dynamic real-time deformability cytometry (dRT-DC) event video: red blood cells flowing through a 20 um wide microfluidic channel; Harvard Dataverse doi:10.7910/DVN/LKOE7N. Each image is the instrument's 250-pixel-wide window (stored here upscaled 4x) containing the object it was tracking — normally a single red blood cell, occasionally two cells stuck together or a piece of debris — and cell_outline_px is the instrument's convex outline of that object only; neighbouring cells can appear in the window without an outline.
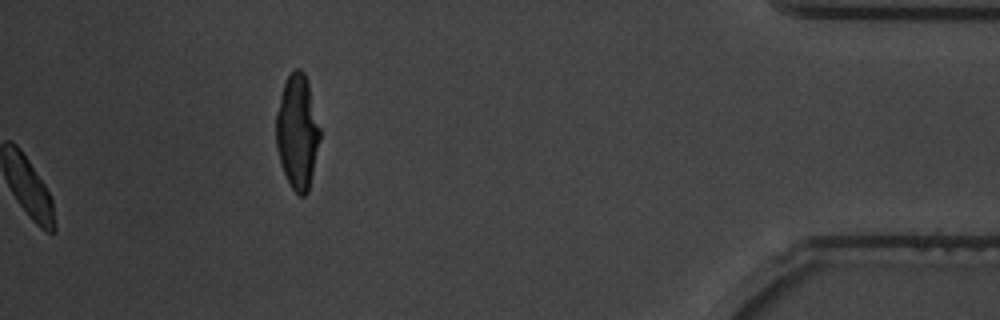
{"species": "common noctule bat (a hibernating species)", "species_latin": "Nyctalus noctula", "temperature_condition": "warm", "stored_images_in_passage": 34, "camera_frame_rate_fps": 3000, "um_per_image_px": 0.085, "animal": {"sex": "male", "body_mass_g": 19.5, "forearm_length_mm": 54.6}, "frame": {"image": 1, "passage_image": 34, "time_ms": 11.0, "image_size_px": [1000, 320], "cell_outline_px": [[320, 140], [308, 192], [304, 196], [300, 196], [292, 188], [284, 172], [276, 148], [276, 112], [280, 96], [284, 84], [288, 76], [296, 68], [300, 68], [304, 72], [308, 84], [320, 128]], "centroid_in_image_um": [25.27, 11.21], "position_along_channel_um": 409.9, "area_um2": 28.9}, "authors_computed_cell_mechanics": {"area_um2": 28.6977, "velocity_mm_per_s": 3.6968, "shape_relaxation_time_tau1_ms": 4.973, "shape_relaxation_time_tau2_ms": 0.9849, "deformation_change_tau1": 0.2097, "deformation_change_tau2": 0.0433}}